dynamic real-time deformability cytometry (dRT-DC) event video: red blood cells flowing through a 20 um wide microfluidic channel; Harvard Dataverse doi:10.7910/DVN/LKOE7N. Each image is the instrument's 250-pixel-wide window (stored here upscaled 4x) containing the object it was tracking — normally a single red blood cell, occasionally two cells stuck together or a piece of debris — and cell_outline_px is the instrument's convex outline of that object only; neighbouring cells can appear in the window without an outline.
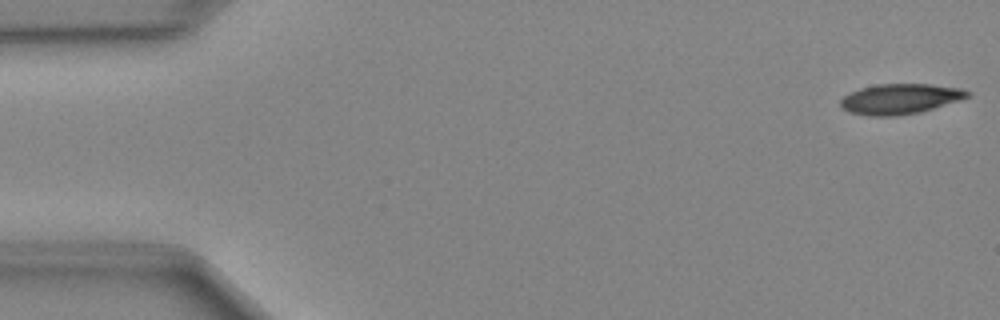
{"species": "Egyptian fruit bat (a non-hibernating species)", "species_latin": "Rousettus aegyptiacus", "temperature_condition": "cold", "stored_images_in_passage": 48, "camera_frame_rate_fps": 3000, "um_per_image_px": 0.085, "animal": {"sex": "female"}, "frame": {"image": 1, "passage_image": 1, "time_ms": 0.0, "image_size_px": [1000, 320], "cell_outline_px": [[972, 92], [968, 96], [960, 100], [920, 112], [896, 116], [868, 116], [848, 112], [840, 104], [840, 100], [844, 96], [860, 88], [876, 84], [928, 84], [960, 88]], "centroid_in_image_um": [76.5, 8.41], "position_along_channel_um": 8.5, "area_um2": 22.31}}
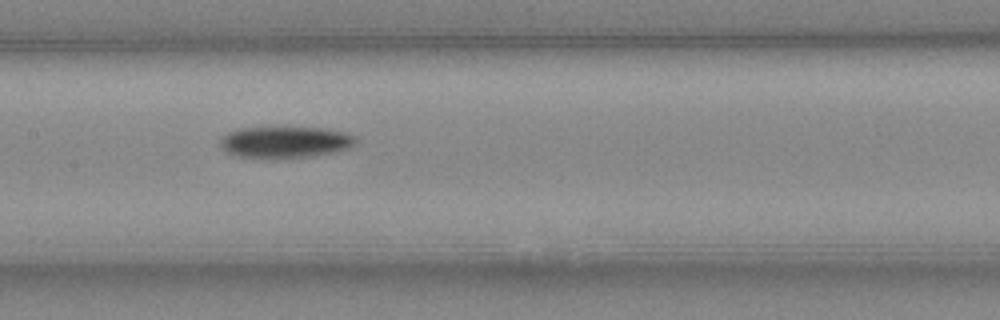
{"frame": {"image": 2, "passage_image": 23, "time_ms": 7.333, "image_size_px": [1000, 320], "cell_outline_px": [[356, 144], [332, 152], [308, 156], [236, 156], [224, 152], [220, 148], [220, 136], [236, 128], [328, 128], [344, 132], [356, 136]], "centroid_in_image_um": [24.18, 12.04], "position_along_channel_um": 183.2, "area_um2": 24.22}}
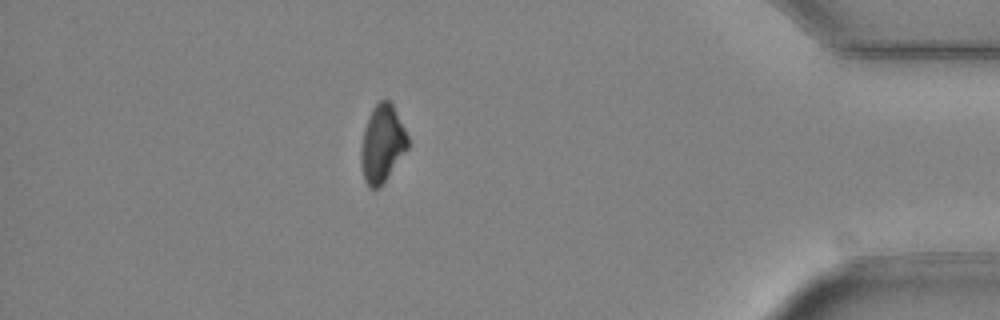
{"frame": {"image": 3, "passage_image": 42, "time_ms": 13.667, "image_size_px": [1000, 320], "cell_outline_px": [[408, 148], [380, 188], [372, 188], [364, 180], [360, 160], [360, 152], [364, 128], [372, 108], [380, 100], [388, 100], [392, 104], [408, 136]], "centroid_in_image_um": [32.47, 12.23], "position_along_channel_um": 402.7, "area_um2": 20.92}}